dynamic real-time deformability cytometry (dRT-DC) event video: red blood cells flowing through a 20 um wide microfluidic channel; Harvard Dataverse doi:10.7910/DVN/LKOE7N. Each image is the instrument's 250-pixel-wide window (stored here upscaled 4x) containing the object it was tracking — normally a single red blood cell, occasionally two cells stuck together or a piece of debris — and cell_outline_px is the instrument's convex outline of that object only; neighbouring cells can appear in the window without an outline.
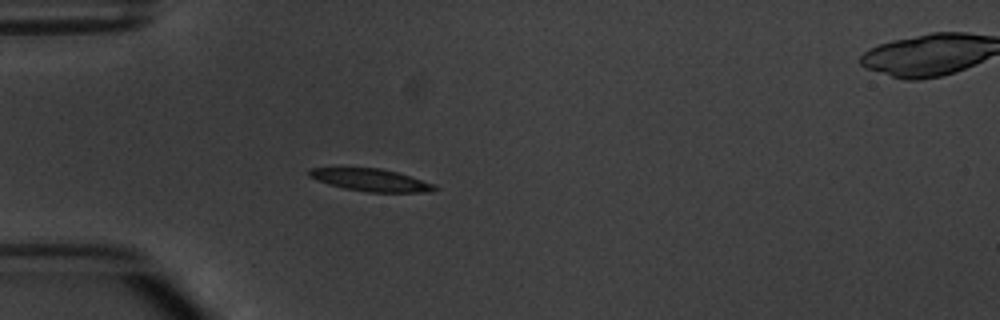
{"species": "common noctule bat (a hibernating species)", "species_latin": "Nyctalus noctula", "temperature_condition": "warm", "stored_images_in_passage": 6, "camera_frame_rate_fps": 3000, "um_per_image_px": 0.085, "animal": {"sex": "male", "body_mass_g": 20.1, "forearm_length_mm": 53.5}, "frame": {"image": 1, "passage_image": 5, "time_ms": 4.667, "image_size_px": [1000, 320], "cell_outline_px": [[440, 188], [424, 192], [368, 192], [344, 188], [328, 184], [316, 180], [308, 176], [308, 168], [380, 168], [396, 172], [432, 184]], "centroid_in_image_um": [31.44, 15.3], "position_along_channel_um": 53.6, "area_um2": 16.07}}